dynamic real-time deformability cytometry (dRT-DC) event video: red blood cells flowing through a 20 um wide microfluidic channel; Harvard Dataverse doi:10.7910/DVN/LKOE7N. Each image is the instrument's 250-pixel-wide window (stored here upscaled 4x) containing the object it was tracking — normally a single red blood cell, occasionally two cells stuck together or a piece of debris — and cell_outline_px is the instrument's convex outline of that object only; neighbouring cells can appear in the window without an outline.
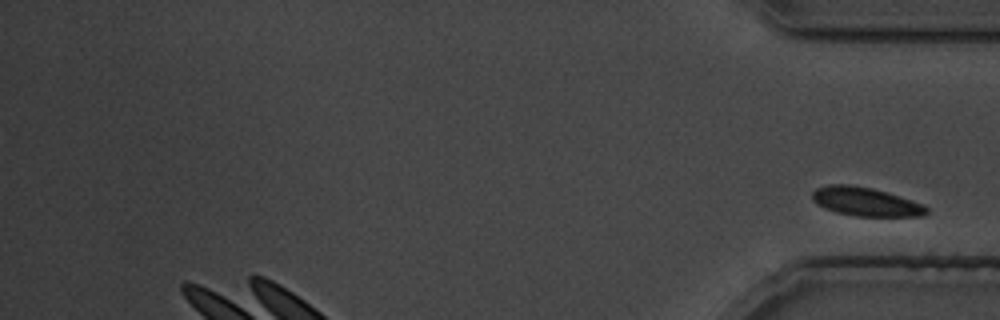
{"species": "common noctule bat (a hibernating species)", "species_latin": "Nyctalus noctula", "temperature_condition": "cold", "stored_images_in_passage": 38, "segment_of_instrument_passage": [2, 2], "camera_frame_rate_fps": 3000, "um_per_image_px": 0.085, "animal": {"sex": "male", "body_mass_g": 19.5, "forearm_length_mm": 54.6}, "frame": {"image": 1, "passage_image": 38, "time_ms": 46.667, "image_size_px": [1000, 320], "cell_outline_px": [[928, 212], [924, 216], [856, 216], [836, 212], [824, 208], [816, 204], [812, 200], [812, 192], [816, 188], [828, 184], [852, 184], [872, 188], [888, 192], [924, 204], [928, 208]], "centroid_in_image_um": [73.57, 17.13], "position_along_channel_um": 361.6, "area_um2": 19.36}}